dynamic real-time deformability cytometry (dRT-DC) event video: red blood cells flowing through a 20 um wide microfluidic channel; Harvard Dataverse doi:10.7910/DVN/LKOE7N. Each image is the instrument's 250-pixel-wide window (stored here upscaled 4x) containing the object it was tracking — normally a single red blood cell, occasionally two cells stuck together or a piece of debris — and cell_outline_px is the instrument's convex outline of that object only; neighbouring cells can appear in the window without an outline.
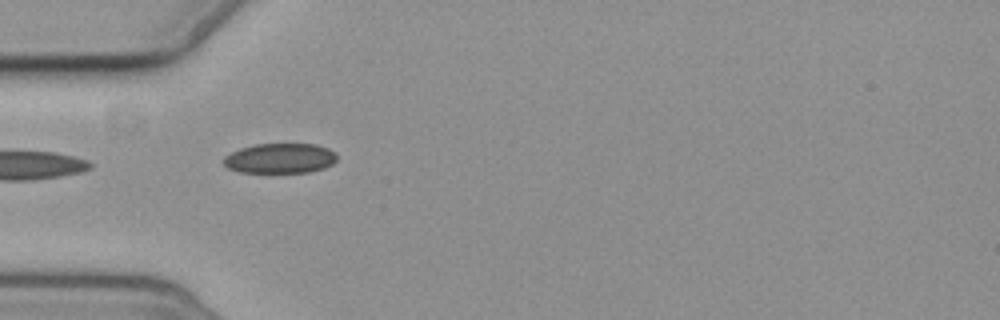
{"species": "common noctule bat (a hibernating species)", "species_latin": "Nyctalus noctula", "temperature_condition": "cold", "stored_images_in_passage": 7, "camera_frame_rate_fps": 3000, "um_per_image_px": 0.085, "animal": {"sex": "female", "body_mass_g": 19.3, "forearm_length_mm": 54.1}, "frame": {"image": 1, "passage_image": 5, "time_ms": 4.667, "image_size_px": [1000, 320], "cell_outline_px": [[336, 160], [332, 164], [324, 168], [308, 172], [240, 172], [228, 168], [224, 164], [224, 156], [240, 148], [252, 144], [316, 144], [328, 148], [336, 152]], "centroid_in_image_um": [23.81, 13.45], "position_along_channel_um": 61.2, "area_um2": 19.83}}
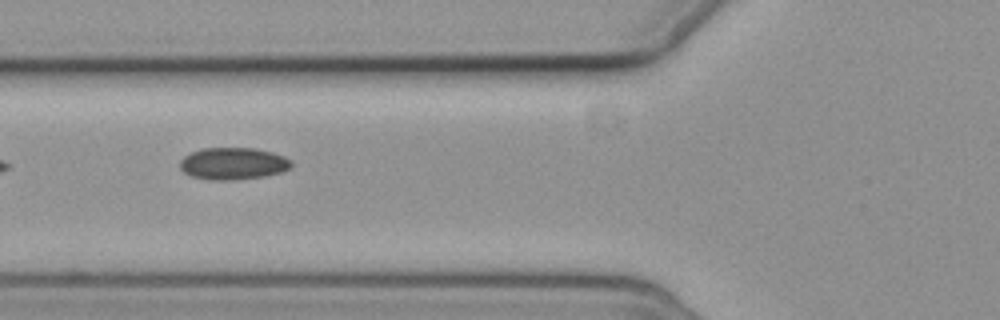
{"frame": {"image": 2, "passage_image": 6, "time_ms": 6.0, "image_size_px": [1000, 320], "cell_outline_px": [[292, 168], [280, 172], [264, 176], [236, 180], [208, 180], [192, 176], [184, 172], [180, 168], [180, 160], [184, 156], [192, 152], [204, 148], [256, 148], [272, 152], [284, 156], [292, 160]], "centroid_in_image_um": [19.83, 13.9], "position_along_channel_um": 106.0, "area_um2": 20.92}}
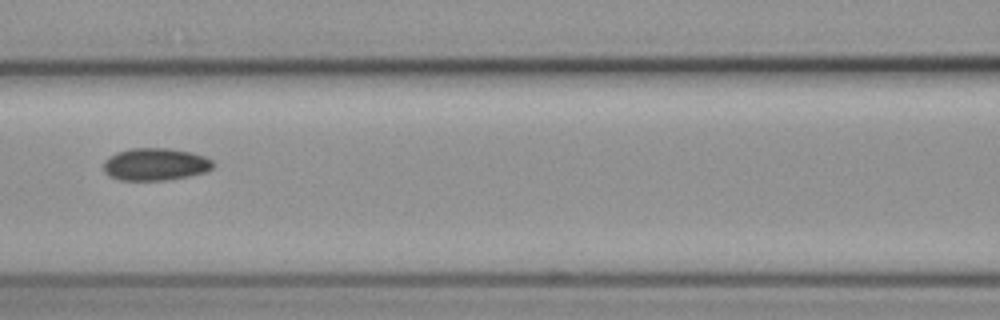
{"frame": {"image": 3, "passage_image": 7, "time_ms": 7.333, "image_size_px": [1000, 320], "cell_outline_px": [[216, 164], [212, 168], [204, 172], [188, 176], [164, 180], [120, 180], [108, 176], [104, 172], [104, 160], [116, 152], [132, 148], [168, 148], [192, 152], [204, 156], [212, 160]], "centroid_in_image_um": [13.2, 13.96], "position_along_channel_um": 153.4, "area_um2": 20.75}}